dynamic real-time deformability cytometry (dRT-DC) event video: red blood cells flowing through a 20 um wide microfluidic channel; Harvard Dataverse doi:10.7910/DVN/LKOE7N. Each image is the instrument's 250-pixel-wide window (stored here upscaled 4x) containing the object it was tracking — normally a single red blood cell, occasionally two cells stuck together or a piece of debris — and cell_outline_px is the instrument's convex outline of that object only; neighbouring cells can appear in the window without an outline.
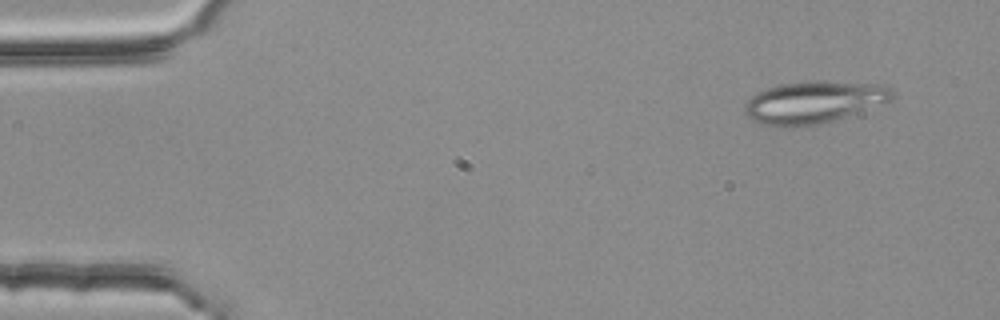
{"species": "common noctule bat (a hibernating species)", "species_latin": "Nyctalus noctula", "temperature_condition": "room temperature", "stored_images_in_passage": 3, "camera_frame_rate_fps": 3000, "um_per_image_px": 0.085, "animal": {"sex": "female", "body_mass_g": 25.1}, "frame": {"image": 1, "passage_image": 1, "time_ms": 0.0, "image_size_px": [1000, 320], "cell_outline_px": [[892, 96], [888, 100], [832, 120], [816, 124], [792, 128], [780, 128], [764, 124], [752, 120], [744, 112], [744, 104], [752, 96], [768, 88], [784, 84], [816, 80], [884, 84], [892, 88]], "centroid_in_image_um": [69.1, 8.68], "position_along_channel_um": 15.9, "area_um2": 35.66}}